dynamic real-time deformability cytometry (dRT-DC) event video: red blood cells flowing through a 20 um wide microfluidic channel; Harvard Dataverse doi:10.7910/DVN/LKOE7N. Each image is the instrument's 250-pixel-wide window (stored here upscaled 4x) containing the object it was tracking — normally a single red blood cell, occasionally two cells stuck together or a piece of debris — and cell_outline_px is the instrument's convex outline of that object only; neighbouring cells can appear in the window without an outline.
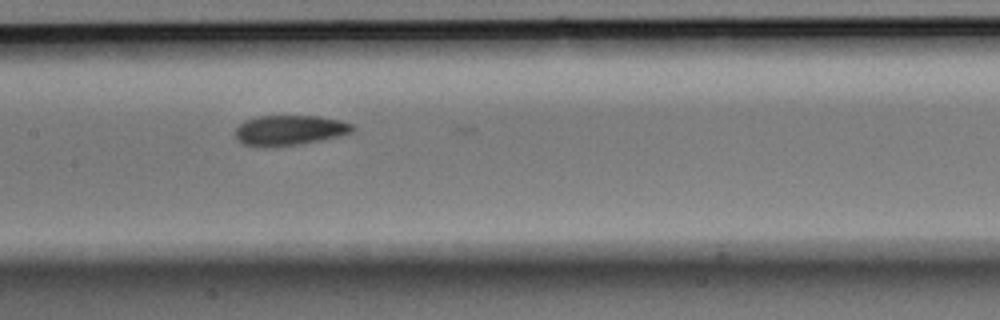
{"species": "Egyptian fruit bat (a non-hibernating species)", "species_latin": "Rousettus aegyptiacus", "temperature_condition": "room temperature", "stored_images_in_passage": 13, "camera_frame_rate_fps": 3000, "um_per_image_px": 0.085, "animal": {"sex": "male"}, "frame": {"image": 1, "passage_image": 7, "time_ms": 2.0, "image_size_px": [1000, 320], "cell_outline_px": [[356, 128], [352, 132], [340, 136], [300, 144], [276, 148], [264, 148], [244, 144], [236, 140], [236, 128], [244, 120], [256, 116], [320, 116], [340, 120], [352, 124]], "centroid_in_image_um": [24.59, 11.09], "position_along_channel_um": 182.8, "area_um2": 20.98}}
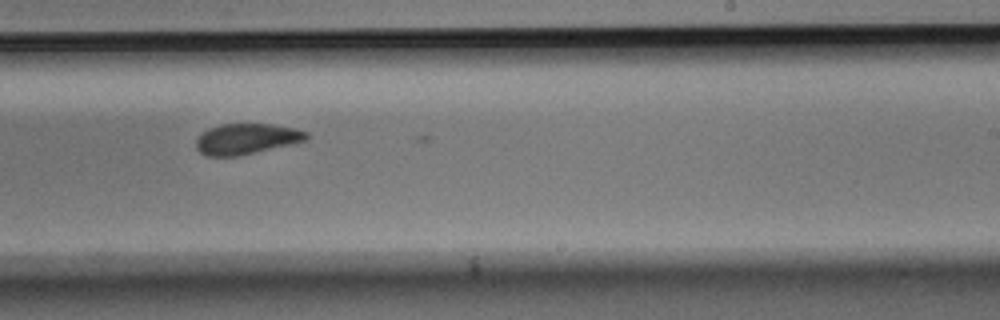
{"frame": {"image": 2, "passage_image": 9, "time_ms": 2.667, "image_size_px": [1000, 320], "cell_outline_px": [[308, 136], [304, 140], [288, 144], [236, 156], [208, 156], [200, 152], [196, 148], [196, 140], [208, 128], [220, 124], [272, 124], [296, 128], [308, 132]], "centroid_in_image_um": [20.92, 11.79], "position_along_channel_um": 268.1, "area_um2": 19.31}}
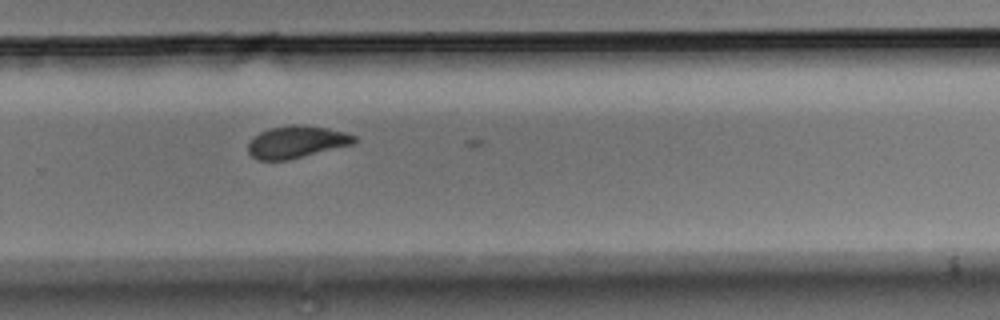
{"frame": {"image": 3, "passage_image": 10, "time_ms": 3.0, "image_size_px": [1000, 320], "cell_outline_px": [[356, 140], [352, 144], [288, 160], [256, 160], [248, 152], [248, 144], [252, 136], [268, 128], [292, 124], [300, 124], [328, 128], [348, 132], [356, 136]], "centroid_in_image_um": [25.18, 12.05], "position_along_channel_um": 304.6, "area_um2": 20.06}}